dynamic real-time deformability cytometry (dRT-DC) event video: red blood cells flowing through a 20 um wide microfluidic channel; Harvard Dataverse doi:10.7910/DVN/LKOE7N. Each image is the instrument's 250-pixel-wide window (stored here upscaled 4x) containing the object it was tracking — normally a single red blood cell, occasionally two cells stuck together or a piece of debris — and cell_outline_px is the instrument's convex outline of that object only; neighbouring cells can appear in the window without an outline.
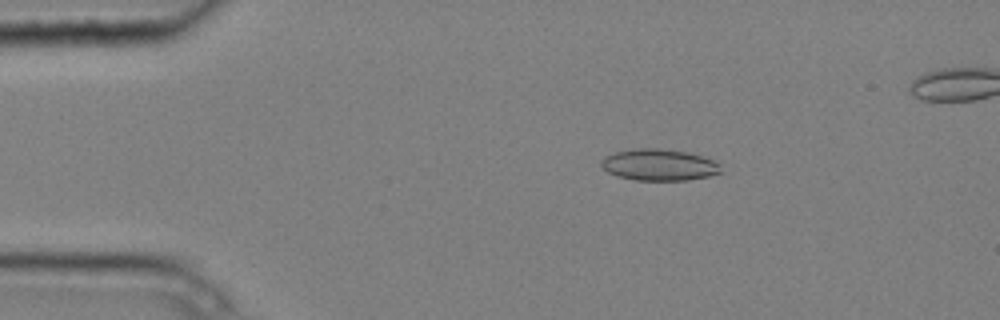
{"species": "common noctule bat (a hibernating species)", "species_latin": "Nyctalus noctula", "temperature_condition": "cold", "stored_images_in_passage": 4, "camera_frame_rate_fps": 3000, "um_per_image_px": 0.085, "animal": {"sex": "male", "body_mass_g": 20.4}, "frame": {"image": 1, "passage_image": 2, "time_ms": 0.333, "image_size_px": [1000, 320], "cell_outline_px": [[720, 172], [708, 176], [688, 180], [636, 180], [616, 176], [608, 172], [600, 164], [600, 160], [604, 156], [616, 152], [632, 148], [660, 148], [688, 152], [712, 160], [720, 164]], "centroid_in_image_um": [55.97, 14.0], "position_along_channel_um": 29.0, "area_um2": 21.96}}